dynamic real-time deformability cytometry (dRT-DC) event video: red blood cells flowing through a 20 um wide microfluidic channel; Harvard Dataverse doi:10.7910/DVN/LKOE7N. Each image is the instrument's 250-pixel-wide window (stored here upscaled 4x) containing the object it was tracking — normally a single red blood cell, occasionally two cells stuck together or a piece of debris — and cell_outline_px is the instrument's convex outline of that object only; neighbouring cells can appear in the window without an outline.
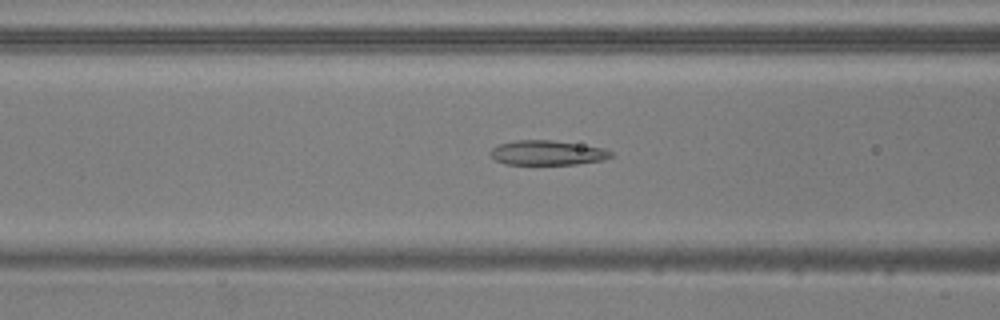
{"species": "common noctule bat (a hibernating species)", "species_latin": "Nyctalus noctula", "temperature_condition": "warm", "stored_images_in_passage": 53, "camera_frame_rate_fps": 3000, "um_per_image_px": 0.085, "animal": {"sex": "male", "body_mass_g": 20.5, "forearm_length_mm": 52.5}, "frame": {"image": 1, "passage_image": 21, "time_ms": 6.667, "image_size_px": [1000, 320], "cell_outline_px": [[612, 156], [604, 160], [576, 164], [504, 164], [496, 160], [488, 152], [492, 148], [500, 144], [516, 140], [552, 140], [604, 148], [612, 152]], "centroid_in_image_um": [46.52, 12.99], "position_along_channel_um": 120.1, "area_um2": 17.22}}
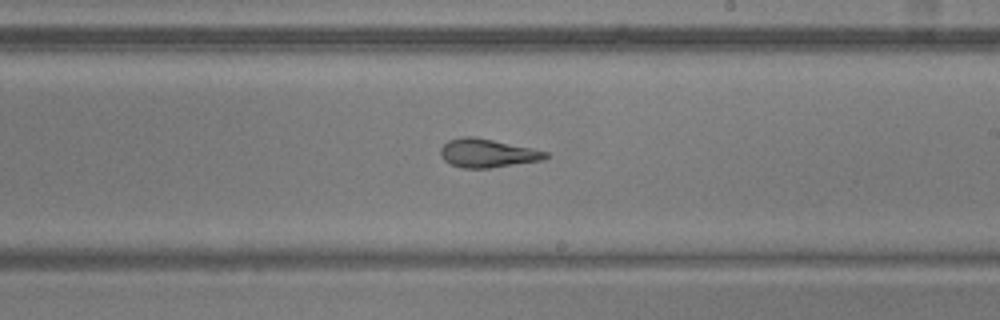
{"frame": {"image": 2, "passage_image": 31, "time_ms": 10.0, "image_size_px": [1000, 320], "cell_outline_px": [[548, 156], [544, 160], [488, 168], [460, 168], [444, 160], [440, 156], [440, 148], [448, 140], [460, 136], [476, 136], [532, 148], [548, 152]], "centroid_in_image_um": [41.4, 13.0], "position_along_channel_um": 247.6, "area_um2": 17.63}}
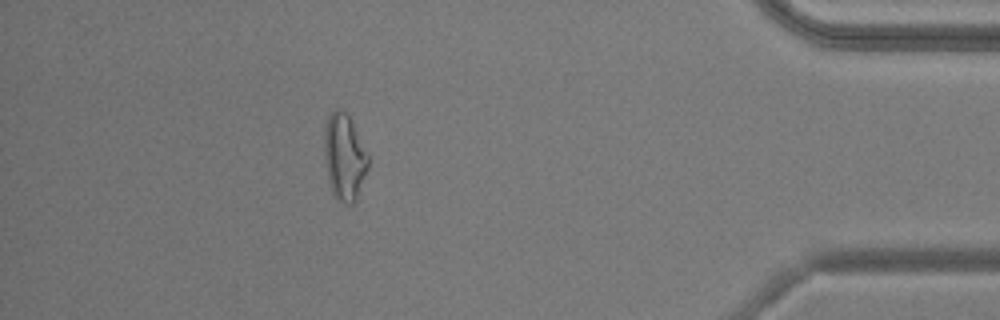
{"frame": {"image": 3, "passage_image": 47, "time_ms": 15.333, "image_size_px": [1000, 320], "cell_outline_px": [[368, 168], [356, 200], [352, 204], [344, 204], [336, 200], [332, 192], [328, 180], [324, 152], [324, 128], [328, 116], [336, 108], [340, 108], [348, 116], [368, 156]], "centroid_in_image_um": [29.24, 13.39], "position_along_channel_um": 406.0, "area_um2": 21.85}, "authors_computed_cell_mechanics": {"area_um2": 19.7676, "velocity_mm_per_s": 3.8149, "shape_relaxation_time_tau1_ms": 7.2284, "shape_relaxation_time_tau2_ms": 2.5919, "deformation_change_tau1": 0.2133, "deformation_change_tau2": 0.0948}}